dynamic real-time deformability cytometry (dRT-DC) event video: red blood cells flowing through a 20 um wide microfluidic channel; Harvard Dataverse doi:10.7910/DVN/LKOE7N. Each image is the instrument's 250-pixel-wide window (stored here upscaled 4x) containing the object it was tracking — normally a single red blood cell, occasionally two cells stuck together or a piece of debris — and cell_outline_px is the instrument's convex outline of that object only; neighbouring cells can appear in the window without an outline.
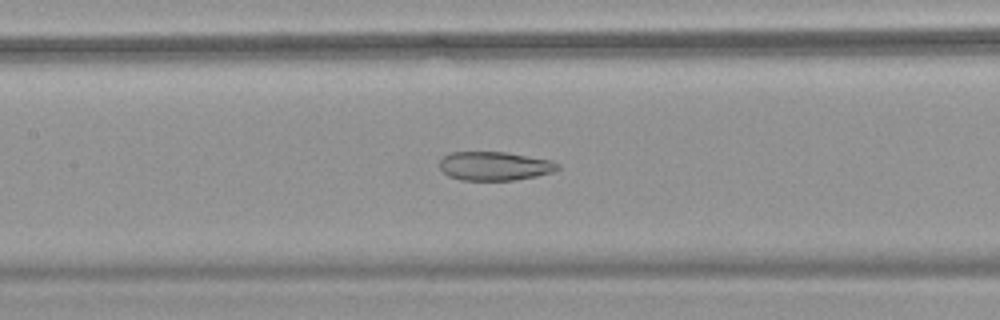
{"species": "common noctule bat (a hibernating species)", "species_latin": "Nyctalus noctula", "temperature_condition": "warm", "stored_images_in_passage": 46, "camera_frame_rate_fps": 3000, "um_per_image_px": 0.085, "animal": {"sex": "female", "body_mass_g": 18.4}, "frame": {"image": 1, "passage_image": 18, "time_ms": 5.667, "image_size_px": [1000, 320], "cell_outline_px": [[560, 168], [552, 172], [536, 176], [516, 180], [460, 180], [448, 176], [440, 168], [440, 160], [444, 156], [452, 152], [504, 152], [552, 160], [560, 164]], "centroid_in_image_um": [42.05, 14.12], "position_along_channel_um": 165.3, "area_um2": 19.83}}
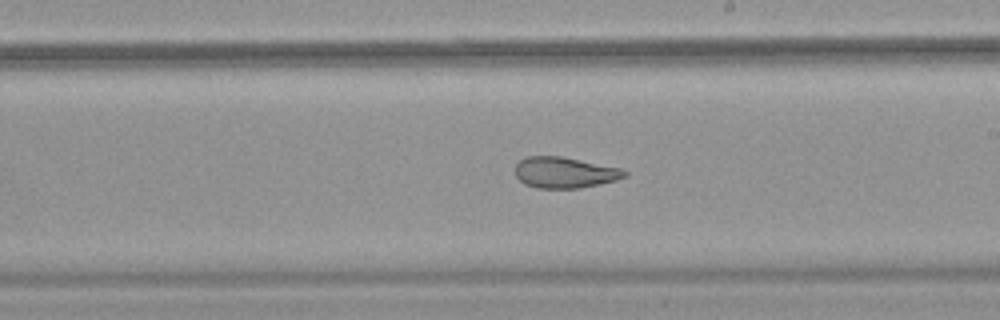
{"frame": {"image": 2, "passage_image": 24, "time_ms": 7.667, "image_size_px": [1000, 320], "cell_outline_px": [[628, 176], [616, 180], [580, 188], [536, 188], [524, 184], [516, 176], [516, 164], [524, 156], [560, 156], [620, 168], [628, 172]], "centroid_in_image_um": [47.98, 14.66], "position_along_channel_um": 241.0, "area_um2": 19.71}}
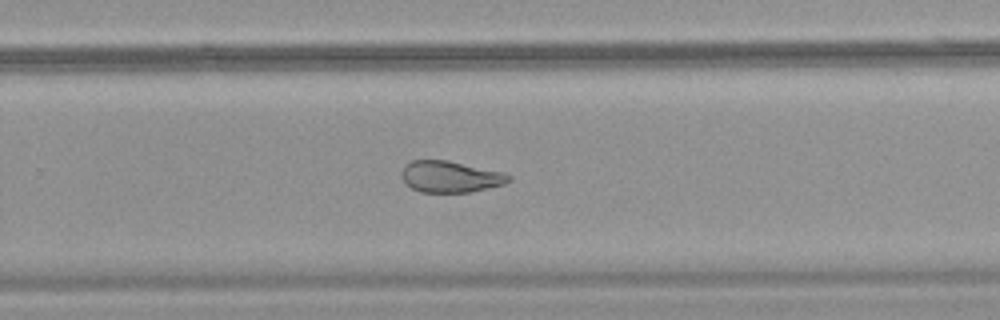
{"frame": {"image": 3, "passage_image": 28, "time_ms": 9.0, "image_size_px": [1000, 320], "cell_outline_px": [[512, 180], [504, 184], [472, 192], [420, 192], [404, 184], [400, 176], [400, 172], [404, 164], [412, 160], [448, 160], [504, 172], [512, 176]], "centroid_in_image_um": [38.25, 15.01], "position_along_channel_um": 291.5, "area_um2": 20.0}, "authors_computed_cell_mechanics": {"area_um2": 23.7269, "velocity_mm_per_s": 3.8166, "shape_relaxation_time_tau1_ms": null, "shape_relaxation_time_tau2_ms": 2.0538, "deformation_change_tau1": null, "deformation_change_tau2": 0.0983}}